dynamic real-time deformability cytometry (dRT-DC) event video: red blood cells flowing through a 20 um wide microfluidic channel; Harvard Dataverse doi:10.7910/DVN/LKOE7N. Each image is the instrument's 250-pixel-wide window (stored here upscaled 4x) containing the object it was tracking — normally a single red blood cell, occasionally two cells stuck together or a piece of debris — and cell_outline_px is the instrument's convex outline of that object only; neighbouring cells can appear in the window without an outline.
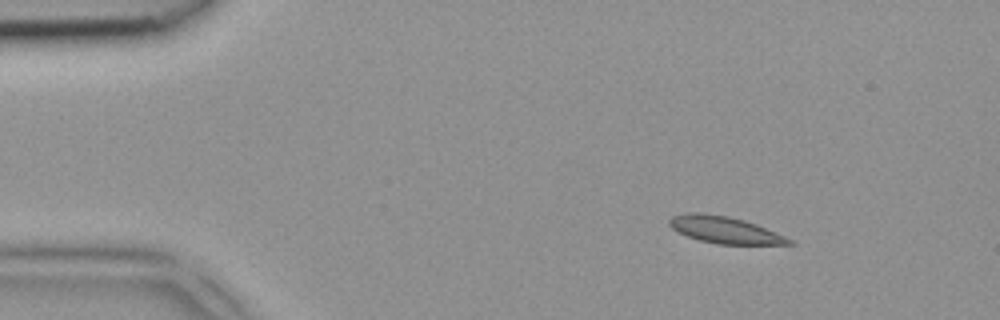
{"species": "common noctule bat (a hibernating species)", "species_latin": "Nyctalus noctula", "temperature_condition": "room temperature", "stored_images_in_passage": 4, "camera_frame_rate_fps": 3000, "um_per_image_px": 0.085, "animal": {"sex": "female", "body_mass_g": 18.4}, "frame": {"image": 1, "passage_image": 1, "time_ms": 0.0, "image_size_px": [1000, 320], "cell_outline_px": [[796, 244], [716, 244], [700, 240], [688, 236], [672, 228], [668, 224], [668, 220], [672, 216], [688, 212], [696, 212], [728, 216], [744, 220], [756, 224], [784, 236], [792, 240]], "centroid_in_image_um": [61.58, 19.53], "position_along_channel_um": 23.4, "area_um2": 18.5}}